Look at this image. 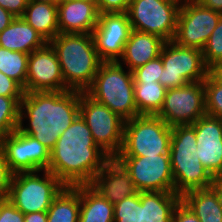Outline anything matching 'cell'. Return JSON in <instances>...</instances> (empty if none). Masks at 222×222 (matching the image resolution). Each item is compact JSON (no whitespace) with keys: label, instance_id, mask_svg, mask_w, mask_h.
Here are the masks:
<instances>
[{"label":"cell","instance_id":"obj_1","mask_svg":"<svg viewBox=\"0 0 222 222\" xmlns=\"http://www.w3.org/2000/svg\"><path fill=\"white\" fill-rule=\"evenodd\" d=\"M109 159L95 144L90 129L79 114L50 151L47 170L65 186L87 185Z\"/></svg>","mask_w":222,"mask_h":222},{"label":"cell","instance_id":"obj_2","mask_svg":"<svg viewBox=\"0 0 222 222\" xmlns=\"http://www.w3.org/2000/svg\"><path fill=\"white\" fill-rule=\"evenodd\" d=\"M80 92H25L20 102L18 129L50 151L79 115ZM28 126H24V120Z\"/></svg>","mask_w":222,"mask_h":222},{"label":"cell","instance_id":"obj_3","mask_svg":"<svg viewBox=\"0 0 222 222\" xmlns=\"http://www.w3.org/2000/svg\"><path fill=\"white\" fill-rule=\"evenodd\" d=\"M49 44L57 54L66 90L86 92L103 62L92 34L59 33Z\"/></svg>","mask_w":222,"mask_h":222},{"label":"cell","instance_id":"obj_4","mask_svg":"<svg viewBox=\"0 0 222 222\" xmlns=\"http://www.w3.org/2000/svg\"><path fill=\"white\" fill-rule=\"evenodd\" d=\"M196 134L192 125L172 127L170 162L175 193L182 196L188 191L211 186L213 177L197 157Z\"/></svg>","mask_w":222,"mask_h":222},{"label":"cell","instance_id":"obj_5","mask_svg":"<svg viewBox=\"0 0 222 222\" xmlns=\"http://www.w3.org/2000/svg\"><path fill=\"white\" fill-rule=\"evenodd\" d=\"M86 93L127 121L139 116L132 71L118 61L102 62Z\"/></svg>","mask_w":222,"mask_h":222},{"label":"cell","instance_id":"obj_6","mask_svg":"<svg viewBox=\"0 0 222 222\" xmlns=\"http://www.w3.org/2000/svg\"><path fill=\"white\" fill-rule=\"evenodd\" d=\"M172 127L157 115H139L125 121L123 142L116 157L169 154Z\"/></svg>","mask_w":222,"mask_h":222},{"label":"cell","instance_id":"obj_7","mask_svg":"<svg viewBox=\"0 0 222 222\" xmlns=\"http://www.w3.org/2000/svg\"><path fill=\"white\" fill-rule=\"evenodd\" d=\"M14 173L11 180L8 200L24 215L44 212L49 209L54 198L65 185L51 172Z\"/></svg>","mask_w":222,"mask_h":222},{"label":"cell","instance_id":"obj_8","mask_svg":"<svg viewBox=\"0 0 222 222\" xmlns=\"http://www.w3.org/2000/svg\"><path fill=\"white\" fill-rule=\"evenodd\" d=\"M79 114L90 129L95 144L110 158H115L122 147L125 120L86 92H80Z\"/></svg>","mask_w":222,"mask_h":222},{"label":"cell","instance_id":"obj_9","mask_svg":"<svg viewBox=\"0 0 222 222\" xmlns=\"http://www.w3.org/2000/svg\"><path fill=\"white\" fill-rule=\"evenodd\" d=\"M160 56L163 71L159 83L166 89L204 81L208 75L201 50L183 47L171 40L164 43Z\"/></svg>","mask_w":222,"mask_h":222},{"label":"cell","instance_id":"obj_10","mask_svg":"<svg viewBox=\"0 0 222 222\" xmlns=\"http://www.w3.org/2000/svg\"><path fill=\"white\" fill-rule=\"evenodd\" d=\"M180 5L178 0H133L126 13L132 30L157 35L167 42L175 37Z\"/></svg>","mask_w":222,"mask_h":222},{"label":"cell","instance_id":"obj_11","mask_svg":"<svg viewBox=\"0 0 222 222\" xmlns=\"http://www.w3.org/2000/svg\"><path fill=\"white\" fill-rule=\"evenodd\" d=\"M206 115L203 81L167 89L162 109L157 114L169 126L191 125Z\"/></svg>","mask_w":222,"mask_h":222},{"label":"cell","instance_id":"obj_12","mask_svg":"<svg viewBox=\"0 0 222 222\" xmlns=\"http://www.w3.org/2000/svg\"><path fill=\"white\" fill-rule=\"evenodd\" d=\"M221 16V13L207 9L197 1L182 2L173 41L202 51Z\"/></svg>","mask_w":222,"mask_h":222},{"label":"cell","instance_id":"obj_13","mask_svg":"<svg viewBox=\"0 0 222 222\" xmlns=\"http://www.w3.org/2000/svg\"><path fill=\"white\" fill-rule=\"evenodd\" d=\"M115 158L128 171L138 192H175L169 154Z\"/></svg>","mask_w":222,"mask_h":222},{"label":"cell","instance_id":"obj_14","mask_svg":"<svg viewBox=\"0 0 222 222\" xmlns=\"http://www.w3.org/2000/svg\"><path fill=\"white\" fill-rule=\"evenodd\" d=\"M0 148L13 173L37 172L49 167L50 150L18 128L0 142Z\"/></svg>","mask_w":222,"mask_h":222},{"label":"cell","instance_id":"obj_15","mask_svg":"<svg viewBox=\"0 0 222 222\" xmlns=\"http://www.w3.org/2000/svg\"><path fill=\"white\" fill-rule=\"evenodd\" d=\"M131 31L126 12L99 14L98 23L91 33L99 58L103 62L119 61Z\"/></svg>","mask_w":222,"mask_h":222},{"label":"cell","instance_id":"obj_16","mask_svg":"<svg viewBox=\"0 0 222 222\" xmlns=\"http://www.w3.org/2000/svg\"><path fill=\"white\" fill-rule=\"evenodd\" d=\"M67 91L57 54L47 43L29 54L25 92Z\"/></svg>","mask_w":222,"mask_h":222},{"label":"cell","instance_id":"obj_17","mask_svg":"<svg viewBox=\"0 0 222 222\" xmlns=\"http://www.w3.org/2000/svg\"><path fill=\"white\" fill-rule=\"evenodd\" d=\"M191 125L200 162L212 177L222 175V118L204 115Z\"/></svg>","mask_w":222,"mask_h":222},{"label":"cell","instance_id":"obj_18","mask_svg":"<svg viewBox=\"0 0 222 222\" xmlns=\"http://www.w3.org/2000/svg\"><path fill=\"white\" fill-rule=\"evenodd\" d=\"M89 185L112 205L138 192L130 174L116 158H110Z\"/></svg>","mask_w":222,"mask_h":222},{"label":"cell","instance_id":"obj_19","mask_svg":"<svg viewBox=\"0 0 222 222\" xmlns=\"http://www.w3.org/2000/svg\"><path fill=\"white\" fill-rule=\"evenodd\" d=\"M57 9L59 33L91 34L99 20L96 0L60 1Z\"/></svg>","mask_w":222,"mask_h":222},{"label":"cell","instance_id":"obj_20","mask_svg":"<svg viewBox=\"0 0 222 222\" xmlns=\"http://www.w3.org/2000/svg\"><path fill=\"white\" fill-rule=\"evenodd\" d=\"M165 42L157 35L132 30L118 62L126 65V69L129 71H133L160 56Z\"/></svg>","mask_w":222,"mask_h":222},{"label":"cell","instance_id":"obj_21","mask_svg":"<svg viewBox=\"0 0 222 222\" xmlns=\"http://www.w3.org/2000/svg\"><path fill=\"white\" fill-rule=\"evenodd\" d=\"M48 42L22 17H15L0 33V47L30 54Z\"/></svg>","mask_w":222,"mask_h":222},{"label":"cell","instance_id":"obj_22","mask_svg":"<svg viewBox=\"0 0 222 222\" xmlns=\"http://www.w3.org/2000/svg\"><path fill=\"white\" fill-rule=\"evenodd\" d=\"M180 200L181 196L175 192H140L144 222H172L174 209Z\"/></svg>","mask_w":222,"mask_h":222},{"label":"cell","instance_id":"obj_23","mask_svg":"<svg viewBox=\"0 0 222 222\" xmlns=\"http://www.w3.org/2000/svg\"><path fill=\"white\" fill-rule=\"evenodd\" d=\"M22 18L48 43L59 34L57 5L28 1Z\"/></svg>","mask_w":222,"mask_h":222},{"label":"cell","instance_id":"obj_24","mask_svg":"<svg viewBox=\"0 0 222 222\" xmlns=\"http://www.w3.org/2000/svg\"><path fill=\"white\" fill-rule=\"evenodd\" d=\"M78 222H114V205L89 184L80 185V214Z\"/></svg>","mask_w":222,"mask_h":222},{"label":"cell","instance_id":"obj_25","mask_svg":"<svg viewBox=\"0 0 222 222\" xmlns=\"http://www.w3.org/2000/svg\"><path fill=\"white\" fill-rule=\"evenodd\" d=\"M181 200L200 222H222V207L211 187L188 191L181 196Z\"/></svg>","mask_w":222,"mask_h":222},{"label":"cell","instance_id":"obj_26","mask_svg":"<svg viewBox=\"0 0 222 222\" xmlns=\"http://www.w3.org/2000/svg\"><path fill=\"white\" fill-rule=\"evenodd\" d=\"M80 185L65 186L47 210V222H78Z\"/></svg>","mask_w":222,"mask_h":222},{"label":"cell","instance_id":"obj_27","mask_svg":"<svg viewBox=\"0 0 222 222\" xmlns=\"http://www.w3.org/2000/svg\"><path fill=\"white\" fill-rule=\"evenodd\" d=\"M167 89L159 82H134V96L140 115H157L162 109Z\"/></svg>","mask_w":222,"mask_h":222},{"label":"cell","instance_id":"obj_28","mask_svg":"<svg viewBox=\"0 0 222 222\" xmlns=\"http://www.w3.org/2000/svg\"><path fill=\"white\" fill-rule=\"evenodd\" d=\"M29 54L0 47V72L18 82L25 91Z\"/></svg>","mask_w":222,"mask_h":222},{"label":"cell","instance_id":"obj_29","mask_svg":"<svg viewBox=\"0 0 222 222\" xmlns=\"http://www.w3.org/2000/svg\"><path fill=\"white\" fill-rule=\"evenodd\" d=\"M22 99L0 96V142L18 128Z\"/></svg>","mask_w":222,"mask_h":222},{"label":"cell","instance_id":"obj_30","mask_svg":"<svg viewBox=\"0 0 222 222\" xmlns=\"http://www.w3.org/2000/svg\"><path fill=\"white\" fill-rule=\"evenodd\" d=\"M114 222H144V206L140 201V192L114 205Z\"/></svg>","mask_w":222,"mask_h":222},{"label":"cell","instance_id":"obj_31","mask_svg":"<svg viewBox=\"0 0 222 222\" xmlns=\"http://www.w3.org/2000/svg\"><path fill=\"white\" fill-rule=\"evenodd\" d=\"M206 100V115L222 118V84L209 74L203 81Z\"/></svg>","mask_w":222,"mask_h":222},{"label":"cell","instance_id":"obj_32","mask_svg":"<svg viewBox=\"0 0 222 222\" xmlns=\"http://www.w3.org/2000/svg\"><path fill=\"white\" fill-rule=\"evenodd\" d=\"M202 54L205 65L208 68L215 62L222 60V16L209 36Z\"/></svg>","mask_w":222,"mask_h":222},{"label":"cell","instance_id":"obj_33","mask_svg":"<svg viewBox=\"0 0 222 222\" xmlns=\"http://www.w3.org/2000/svg\"><path fill=\"white\" fill-rule=\"evenodd\" d=\"M163 63L161 56L139 66L132 71L134 82H159L162 77Z\"/></svg>","mask_w":222,"mask_h":222},{"label":"cell","instance_id":"obj_34","mask_svg":"<svg viewBox=\"0 0 222 222\" xmlns=\"http://www.w3.org/2000/svg\"><path fill=\"white\" fill-rule=\"evenodd\" d=\"M13 174L7 164L5 154L0 148V200L8 198Z\"/></svg>","mask_w":222,"mask_h":222},{"label":"cell","instance_id":"obj_35","mask_svg":"<svg viewBox=\"0 0 222 222\" xmlns=\"http://www.w3.org/2000/svg\"><path fill=\"white\" fill-rule=\"evenodd\" d=\"M24 93L23 87L18 82L0 72V96L23 97Z\"/></svg>","mask_w":222,"mask_h":222},{"label":"cell","instance_id":"obj_36","mask_svg":"<svg viewBox=\"0 0 222 222\" xmlns=\"http://www.w3.org/2000/svg\"><path fill=\"white\" fill-rule=\"evenodd\" d=\"M0 222H24V214L8 199L0 200Z\"/></svg>","mask_w":222,"mask_h":222},{"label":"cell","instance_id":"obj_37","mask_svg":"<svg viewBox=\"0 0 222 222\" xmlns=\"http://www.w3.org/2000/svg\"><path fill=\"white\" fill-rule=\"evenodd\" d=\"M133 0H96L97 8L100 14L127 12L129 4Z\"/></svg>","mask_w":222,"mask_h":222},{"label":"cell","instance_id":"obj_38","mask_svg":"<svg viewBox=\"0 0 222 222\" xmlns=\"http://www.w3.org/2000/svg\"><path fill=\"white\" fill-rule=\"evenodd\" d=\"M172 222H200V220L190 208L180 200L174 209Z\"/></svg>","mask_w":222,"mask_h":222},{"label":"cell","instance_id":"obj_39","mask_svg":"<svg viewBox=\"0 0 222 222\" xmlns=\"http://www.w3.org/2000/svg\"><path fill=\"white\" fill-rule=\"evenodd\" d=\"M27 4L28 0H0V6L14 17H22Z\"/></svg>","mask_w":222,"mask_h":222},{"label":"cell","instance_id":"obj_40","mask_svg":"<svg viewBox=\"0 0 222 222\" xmlns=\"http://www.w3.org/2000/svg\"><path fill=\"white\" fill-rule=\"evenodd\" d=\"M208 74L216 81L222 84V60L215 62L208 68Z\"/></svg>","mask_w":222,"mask_h":222},{"label":"cell","instance_id":"obj_41","mask_svg":"<svg viewBox=\"0 0 222 222\" xmlns=\"http://www.w3.org/2000/svg\"><path fill=\"white\" fill-rule=\"evenodd\" d=\"M15 17L0 6V33L11 24Z\"/></svg>","mask_w":222,"mask_h":222},{"label":"cell","instance_id":"obj_42","mask_svg":"<svg viewBox=\"0 0 222 222\" xmlns=\"http://www.w3.org/2000/svg\"><path fill=\"white\" fill-rule=\"evenodd\" d=\"M203 7L222 14V0H197Z\"/></svg>","mask_w":222,"mask_h":222},{"label":"cell","instance_id":"obj_43","mask_svg":"<svg viewBox=\"0 0 222 222\" xmlns=\"http://www.w3.org/2000/svg\"><path fill=\"white\" fill-rule=\"evenodd\" d=\"M24 222H47V211L25 214Z\"/></svg>","mask_w":222,"mask_h":222},{"label":"cell","instance_id":"obj_44","mask_svg":"<svg viewBox=\"0 0 222 222\" xmlns=\"http://www.w3.org/2000/svg\"><path fill=\"white\" fill-rule=\"evenodd\" d=\"M210 187L217 194L220 206L222 207V175L213 177Z\"/></svg>","mask_w":222,"mask_h":222},{"label":"cell","instance_id":"obj_45","mask_svg":"<svg viewBox=\"0 0 222 222\" xmlns=\"http://www.w3.org/2000/svg\"><path fill=\"white\" fill-rule=\"evenodd\" d=\"M28 1L44 2V3H49V4L58 5L61 0H28Z\"/></svg>","mask_w":222,"mask_h":222},{"label":"cell","instance_id":"obj_46","mask_svg":"<svg viewBox=\"0 0 222 222\" xmlns=\"http://www.w3.org/2000/svg\"><path fill=\"white\" fill-rule=\"evenodd\" d=\"M178 1H180V2L182 3V2H187V1H197V0H178Z\"/></svg>","mask_w":222,"mask_h":222},{"label":"cell","instance_id":"obj_47","mask_svg":"<svg viewBox=\"0 0 222 222\" xmlns=\"http://www.w3.org/2000/svg\"><path fill=\"white\" fill-rule=\"evenodd\" d=\"M61 1H78V0H61Z\"/></svg>","mask_w":222,"mask_h":222}]
</instances>
